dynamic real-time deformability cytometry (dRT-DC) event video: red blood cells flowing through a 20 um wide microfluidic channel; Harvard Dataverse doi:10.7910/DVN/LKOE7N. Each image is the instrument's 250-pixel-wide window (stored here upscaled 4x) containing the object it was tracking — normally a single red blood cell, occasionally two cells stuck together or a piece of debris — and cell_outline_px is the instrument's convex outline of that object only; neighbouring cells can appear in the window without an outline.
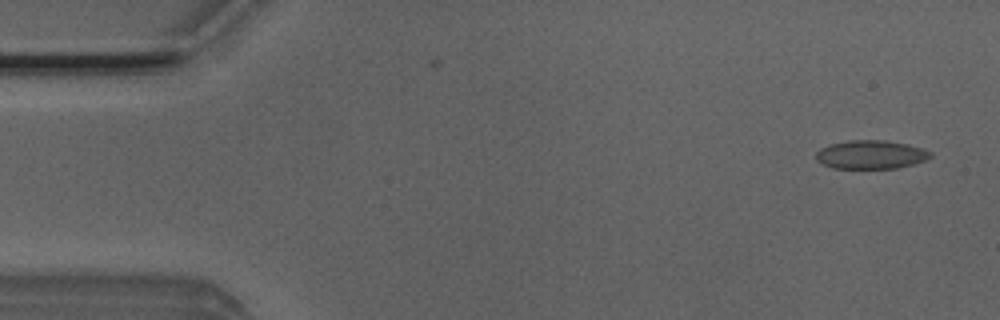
{"species": "Egyptian fruit bat (a non-hibernating species)", "species_latin": "Rousettus aegyptiacus", "temperature_condition": "room temperature", "stored_images_in_passage": 49, "camera_frame_rate_fps": 3000, "um_per_image_px": 0.085, "animal": {"sex": "male"}, "frame": {"image": 1, "passage_image": 1, "time_ms": 0.0, "image_size_px": [1000, 320], "cell_outline_px": [[932, 156], [924, 160], [912, 164], [896, 168], [832, 168], [816, 160], [816, 152], [820, 148], [828, 144], [848, 140], [884, 140], [924, 148], [932, 152]], "centroid_in_image_um": [73.99, 13.13], "position_along_channel_um": 11.0, "area_um2": 19.02}}
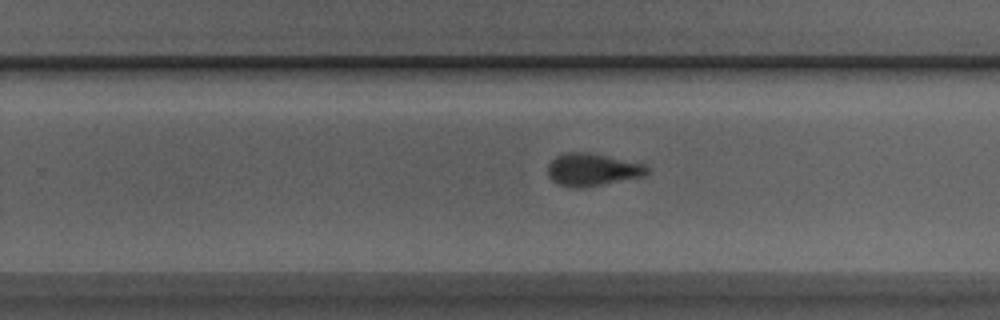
{"frame": {"image": 2, "passage_image": 30, "time_ms": 9.667, "image_size_px": [1000, 320], "cell_outline_px": [[652, 168], [644, 176], [580, 188], [572, 188], [556, 184], [548, 176], [548, 164], [556, 156], [564, 152], [592, 152], [644, 164]], "centroid_in_image_um": [50.34, 14.41], "position_along_channel_um": 279.5, "area_um2": 19.02}}
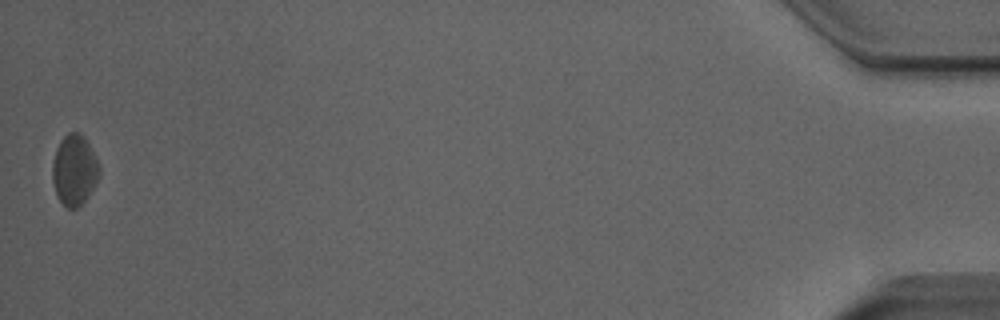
{"frame": {"image": 3, "passage_image": 49, "time_ms": 16.0, "image_size_px": [1000, 320], "cell_outline_px": [[100, 172], [88, 196], [76, 208], [68, 208], [56, 196], [52, 180], [52, 164], [56, 148], [60, 140], [68, 132], [80, 132], [84, 136], [100, 168]], "centroid_in_image_um": [6.28, 14.43], "position_along_channel_um": 428.9, "area_um2": 19.02}, "authors_computed_cell_mechanics": {"area_um2": 18.6694, "velocity_mm_per_s": 3.9753, "shape_relaxation_time_tau1_ms": 8.5251, "shape_relaxation_time_tau2_ms": 0.3576, "deformation_change_tau1": 0.1594, "deformation_change_tau2": 0.0473}}